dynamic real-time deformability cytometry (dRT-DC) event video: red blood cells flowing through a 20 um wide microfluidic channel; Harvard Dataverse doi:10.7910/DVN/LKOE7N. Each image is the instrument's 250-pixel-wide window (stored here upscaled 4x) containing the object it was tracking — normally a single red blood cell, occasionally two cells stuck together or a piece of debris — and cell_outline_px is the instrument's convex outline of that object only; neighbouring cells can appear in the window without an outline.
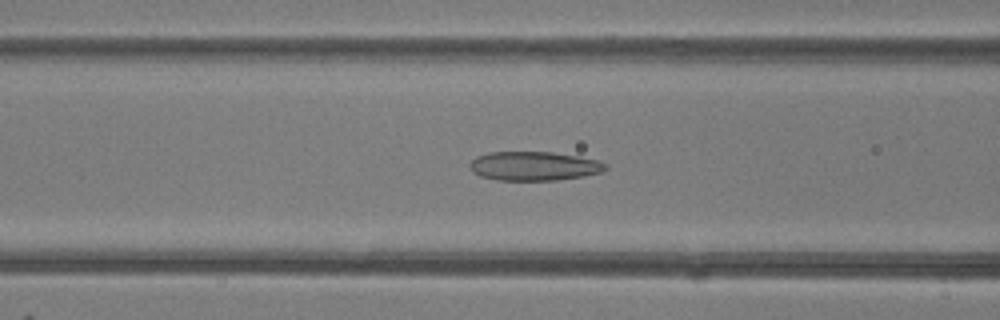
{"species": "common noctule bat (a hibernating species)", "species_latin": "Nyctalus noctula", "temperature_condition": "room temperature", "stored_images_in_passage": 34, "camera_frame_rate_fps": 3000, "um_per_image_px": 0.085, "animal": {"sex": "female"}, "frame": {"image": 1, "passage_image": 13, "time_ms": 4.0, "image_size_px": [1000, 320], "cell_outline_px": [[608, 168], [600, 172], [584, 176], [556, 180], [496, 180], [480, 176], [472, 172], [468, 164], [476, 156], [488, 152], [552, 152], [600, 160], [608, 164]], "centroid_in_image_um": [45.38, 14.11], "position_along_channel_um": 121.2, "area_um2": 23.12}}
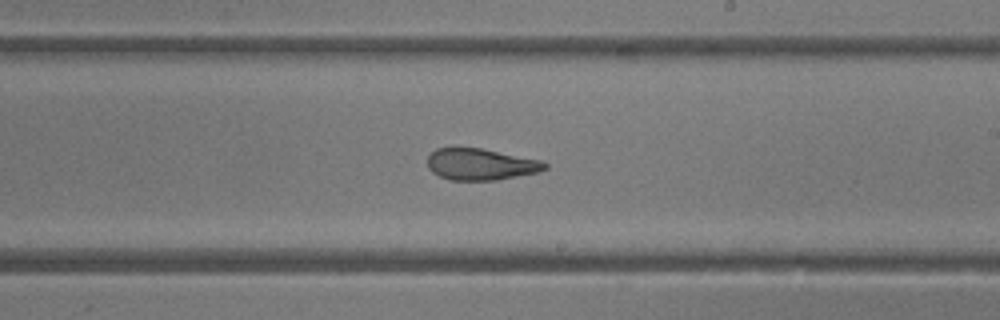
{"frame": {"image": 2, "passage_image": 22, "time_ms": 7.0, "image_size_px": [1000, 320], "cell_outline_px": [[548, 168], [540, 172], [496, 180], [448, 180], [432, 172], [428, 168], [428, 156], [436, 148], [452, 144], [456, 144], [480, 148], [540, 160], [548, 164]], "centroid_in_image_um": [40.8, 13.93], "position_along_channel_um": 248.2, "area_um2": 22.2}}
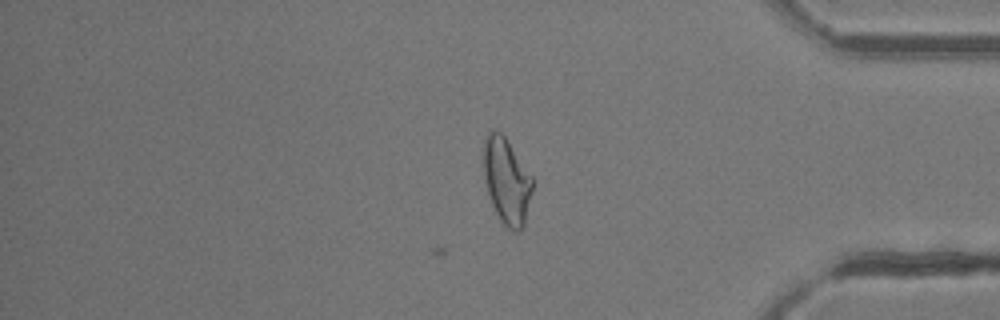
{"frame": {"image": 3, "passage_image": 34, "time_ms": 11.0, "image_size_px": [1000, 320], "cell_outline_px": [[536, 180], [524, 228], [516, 232], [508, 228], [500, 220], [492, 204], [488, 192], [484, 176], [480, 156], [484, 140], [488, 128], [492, 128], [500, 132], [504, 136]], "centroid_in_image_um": [43.07, 15.33], "position_along_channel_um": 392.1, "area_um2": 25.55}, "authors_computed_cell_mechanics": {"area_um2": 22.6287, "velocity_mm_per_s": 4.233, "shape_relaxation_time_tau1_ms": 9.4406, "shape_relaxation_time_tau2_ms": 2.0686, "deformation_change_tau1": 0.2499, "deformation_change_tau2": 0.105}}